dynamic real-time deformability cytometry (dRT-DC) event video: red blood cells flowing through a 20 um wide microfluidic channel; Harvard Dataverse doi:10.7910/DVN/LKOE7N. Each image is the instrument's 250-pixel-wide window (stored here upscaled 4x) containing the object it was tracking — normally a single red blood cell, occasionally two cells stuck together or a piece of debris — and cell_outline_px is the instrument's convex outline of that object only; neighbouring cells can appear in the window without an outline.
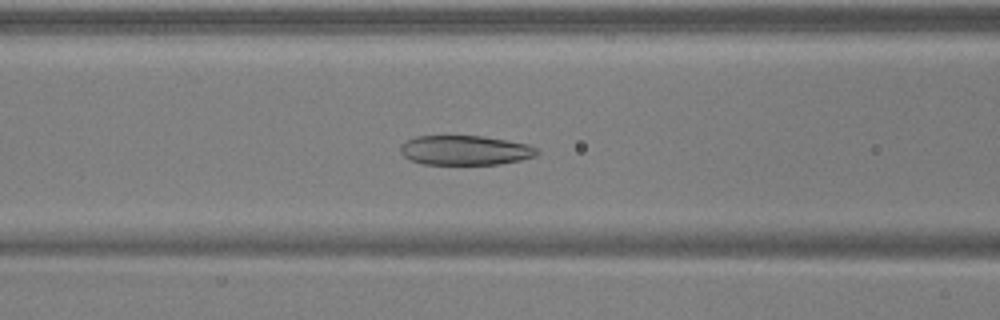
{"species": "common noctule bat (a hibernating species)", "species_latin": "Nyctalus noctula", "temperature_condition": "warm", "stored_images_in_passage": 47, "camera_frame_rate_fps": 3000, "um_per_image_px": 0.085, "animal": {"sex": "male", "body_mass_g": 17.9, "forearm_length_mm": 54.2}, "frame": {"image": 1, "passage_image": 17, "time_ms": 5.333, "image_size_px": [1000, 320], "cell_outline_px": [[540, 152], [536, 156], [520, 160], [500, 164], [424, 164], [408, 160], [400, 152], [400, 144], [416, 136], [484, 136], [528, 144], [536, 148]], "centroid_in_image_um": [39.53, 12.77], "position_along_channel_um": 127.1, "area_um2": 23.64}}
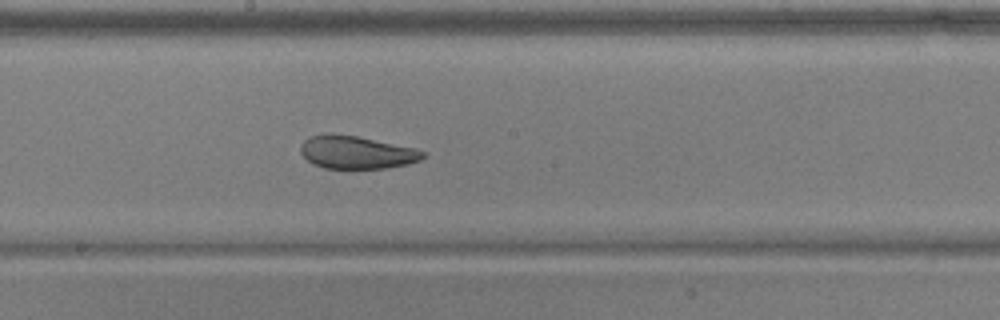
{"frame": {"image": 2, "passage_image": 24, "time_ms": 7.667, "image_size_px": [1000, 320], "cell_outline_px": [[424, 156], [420, 160], [408, 164], [388, 168], [324, 168], [312, 164], [300, 152], [300, 144], [304, 140], [312, 136], [356, 136], [416, 148], [424, 152]], "centroid_in_image_um": [30.33, 12.98], "position_along_channel_um": 217.9, "area_um2": 22.83}}
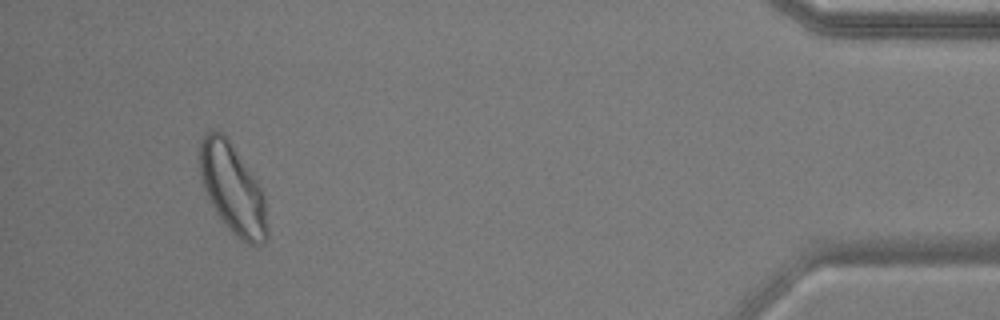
{"frame": {"image": 3, "passage_image": 44, "time_ms": 14.333, "image_size_px": [1000, 320], "cell_outline_px": [[268, 236], [260, 244], [248, 244], [236, 236], [220, 220], [200, 180], [200, 140], [204, 132], [212, 128], [216, 128], [224, 132], [256, 180], [264, 196], [268, 232]], "centroid_in_image_um": [19.74, 16.0], "position_along_channel_um": 415.5, "area_um2": 35.32}, "authors_computed_cell_mechanics": {"area_um2": 27.744, "velocity_mm_per_s": 3.8989, "shape_relaxation_time_tau1_ms": 11.0062, "shape_relaxation_time_tau2_ms": 2.7138, "deformation_change_tau1": 0.2577, "deformation_change_tau2": 0.0729}}